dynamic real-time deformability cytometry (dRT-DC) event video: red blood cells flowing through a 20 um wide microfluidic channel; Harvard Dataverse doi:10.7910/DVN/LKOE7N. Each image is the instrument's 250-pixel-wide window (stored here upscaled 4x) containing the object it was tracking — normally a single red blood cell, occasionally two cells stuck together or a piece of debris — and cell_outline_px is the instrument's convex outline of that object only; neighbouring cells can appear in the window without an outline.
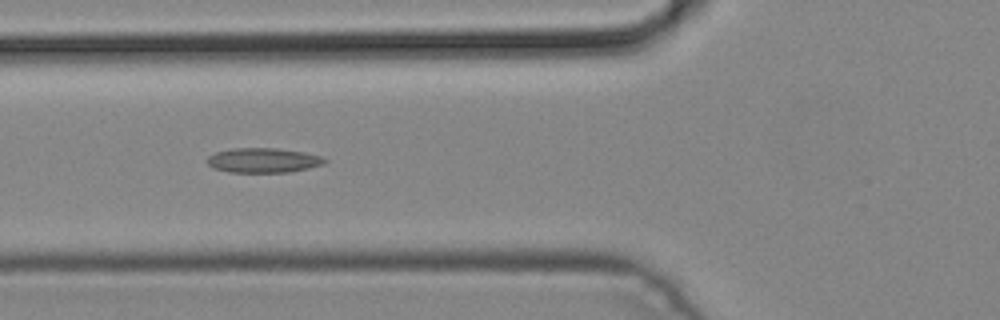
{"species": "common noctule bat (a hibernating species)", "species_latin": "Nyctalus noctula", "temperature_condition": "cold", "stored_images_in_passage": 6, "camera_frame_rate_fps": 3000, "um_per_image_px": 0.085, "animal": {"sex": "male", "body_mass_g": 19.2, "forearm_length_mm": 51.8}, "frame": {"image": 1, "passage_image": 5, "time_ms": 1.333, "image_size_px": [1000, 320], "cell_outline_px": [[328, 160], [324, 164], [308, 168], [288, 172], [228, 172], [212, 168], [208, 164], [208, 156], [216, 152], [232, 148], [276, 148], [304, 152], [320, 156]], "centroid_in_image_um": [22.36, 13.62], "position_along_channel_um": 103.4, "area_um2": 16.88}}
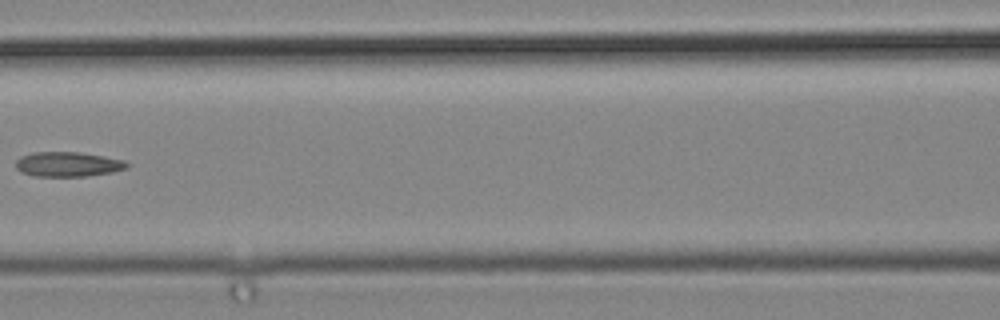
{"frame": {"image": 2, "passage_image": 6, "time_ms": 1.667, "image_size_px": [1000, 320], "cell_outline_px": [[132, 164], [128, 168], [112, 172], [88, 176], [32, 176], [20, 172], [16, 168], [16, 160], [20, 156], [32, 152], [80, 152], [104, 156], [124, 160]], "centroid_in_image_um": [5.78, 13.96], "position_along_channel_um": 160.8, "area_um2": 16.3}}